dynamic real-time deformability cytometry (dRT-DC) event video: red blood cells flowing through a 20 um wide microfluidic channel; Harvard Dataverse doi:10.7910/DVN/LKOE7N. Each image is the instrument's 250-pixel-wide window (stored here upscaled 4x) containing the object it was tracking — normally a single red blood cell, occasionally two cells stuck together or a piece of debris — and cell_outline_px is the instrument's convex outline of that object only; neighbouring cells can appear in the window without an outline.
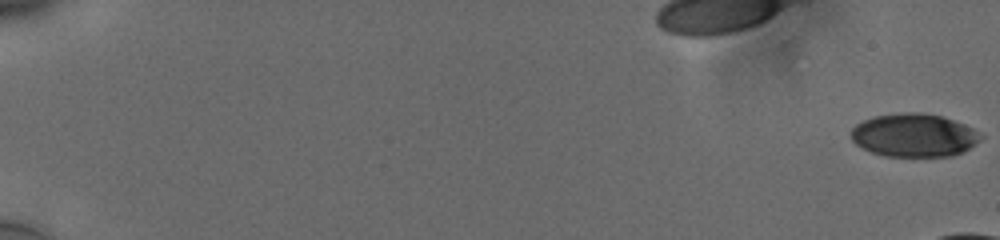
{"species": "human", "species_latin": "Homo sapiens", "temperature_condition": "cold", "stored_images_in_passage": 21, "camera_frame_rate_fps": 3000, "um_per_image_px": 0.085, "donor": {"sex": "male"}, "frame": {"image": 1, "passage_image": 1, "time_ms": 0.0, "image_size_px": [1000, 240], "cell_outline_px": [[984, 136], [976, 144], [964, 152], [952, 156], [884, 156], [860, 148], [852, 140], [852, 128], [856, 124], [864, 120], [876, 116], [904, 112], [920, 112], [940, 116], [964, 124], [972, 128]], "centroid_in_image_um": [77.7, 11.51], "position_along_channel_um": 7.3, "area_um2": 32.66}}
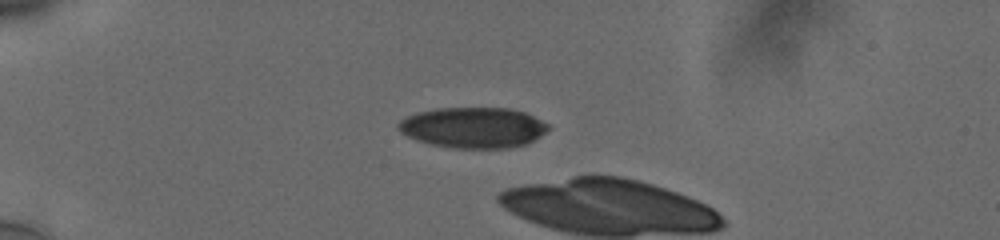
{"frame": {"image": 2, "passage_image": 18, "time_ms": 5.667, "image_size_px": [1000, 240], "cell_outline_px": [[548, 128], [540, 136], [524, 144], [508, 148], [452, 148], [432, 144], [416, 140], [400, 132], [396, 128], [396, 124], [404, 116], [416, 112], [436, 108], [508, 108], [524, 112], [548, 124]], "centroid_in_image_um": [40.14, 10.84], "position_along_channel_um": 44.9, "area_um2": 35.49}}